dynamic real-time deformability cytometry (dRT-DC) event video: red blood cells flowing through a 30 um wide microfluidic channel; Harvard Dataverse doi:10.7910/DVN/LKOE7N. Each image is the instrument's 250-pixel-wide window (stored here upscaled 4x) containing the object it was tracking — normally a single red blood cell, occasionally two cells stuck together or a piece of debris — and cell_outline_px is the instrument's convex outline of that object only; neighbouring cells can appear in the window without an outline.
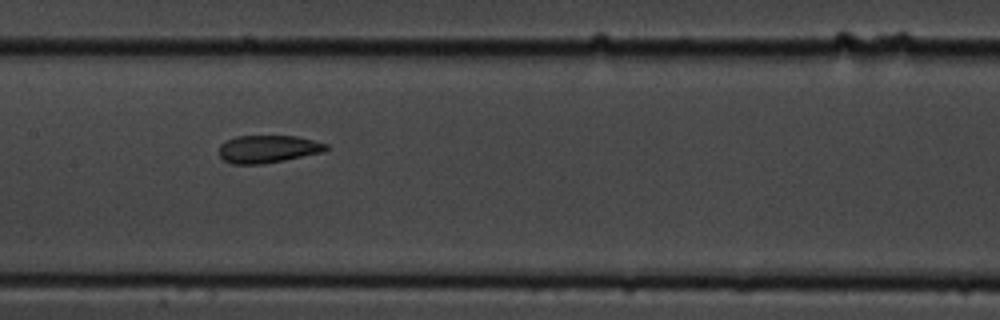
{"species": "common noctule bat (a hibernating species)", "species_latin": "Nyctalus noctula", "temperature_condition": "cold", "stored_images_in_passage": 9, "camera_frame_rate_fps": 3000, "um_per_image_px": 0.085, "animal": {"sex": "male", "body_mass_g": 19.5, "forearm_length_mm": 54.6}, "frame": {"image": 1, "passage_image": 6, "time_ms": 6.667, "image_size_px": [1000, 320], "cell_outline_px": [[328, 148], [324, 152], [264, 164], [232, 164], [224, 160], [220, 156], [220, 144], [236, 136], [296, 136], [328, 144]], "centroid_in_image_um": [22.78, 12.67], "position_along_channel_um": 184.6, "area_um2": 17.17}}
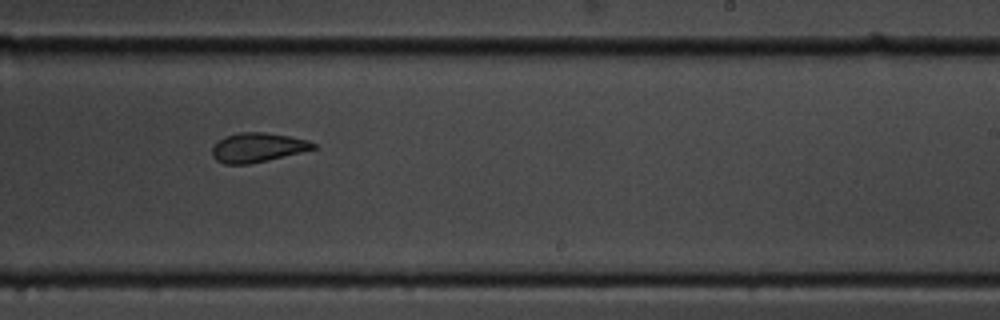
{"frame": {"image": 2, "passage_image": 8, "time_ms": 9.0, "image_size_px": [1000, 320], "cell_outline_px": [[316, 148], [268, 160], [248, 164], [224, 164], [216, 160], [212, 156], [212, 148], [224, 136], [240, 132], [264, 132], [288, 136], [308, 140], [316, 144]], "centroid_in_image_um": [21.87, 12.53], "position_along_channel_um": 267.1, "area_um2": 17.11}}
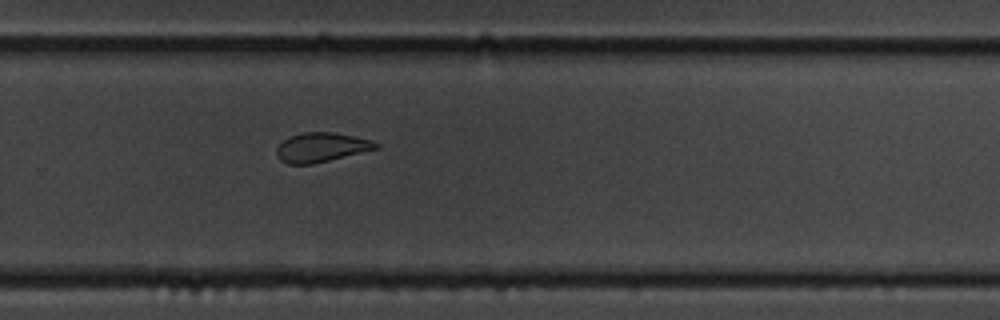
{"frame": {"image": 3, "passage_image": 9, "time_ms": 10.0, "image_size_px": [1000, 320], "cell_outline_px": [[380, 148], [312, 164], [288, 164], [280, 160], [276, 156], [276, 148], [284, 140], [292, 136], [304, 132], [332, 132], [372, 140], [380, 144]], "centroid_in_image_um": [27.32, 12.53], "position_along_channel_um": 302.5, "area_um2": 16.88}}